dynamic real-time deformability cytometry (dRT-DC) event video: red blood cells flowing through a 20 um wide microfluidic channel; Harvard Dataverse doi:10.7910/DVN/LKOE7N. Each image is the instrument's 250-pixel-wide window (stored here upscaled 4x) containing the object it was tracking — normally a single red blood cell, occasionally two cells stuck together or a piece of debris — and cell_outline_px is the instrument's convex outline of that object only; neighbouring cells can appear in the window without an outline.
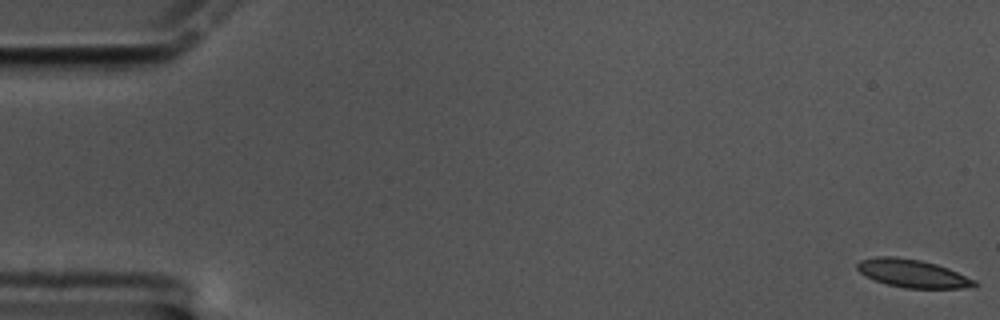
{"species": "common noctule bat (a hibernating species)", "species_latin": "Nyctalus noctula", "temperature_condition": "cold", "stored_images_in_passage": 61, "segment_of_instrument_passage": [1, 2], "camera_frame_rate_fps": 3000, "um_per_image_px": 0.085, "animal": {"sex": "male", "body_mass_g": 17.5, "forearm_length_mm": 52.3}, "frame": {"image": 1, "passage_image": 1, "time_ms": 0.0, "image_size_px": [1000, 320], "cell_outline_px": [[980, 284], [976, 288], [904, 288], [888, 284], [864, 276], [856, 268], [856, 264], [860, 260], [876, 256], [896, 256], [920, 260], [936, 264], [948, 268], [976, 280]], "centroid_in_image_um": [77.6, 23.24], "position_along_channel_um": 7.4, "area_um2": 19.36}}
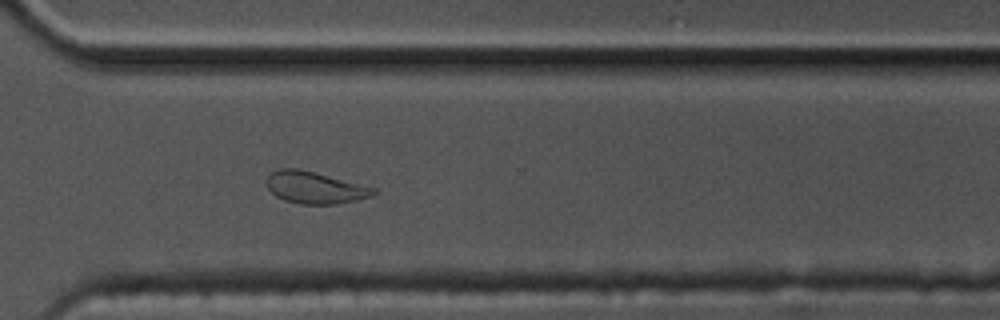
{"frame": {"image": 2, "passage_image": 44, "time_ms": 14.333, "image_size_px": [1000, 320], "cell_outline_px": [[376, 192], [372, 196], [356, 200], [336, 204], [300, 204], [284, 200], [276, 196], [268, 188], [264, 180], [272, 172], [280, 168], [296, 168], [376, 188]], "centroid_in_image_um": [26.73, 15.95], "position_along_channel_um": 343.9, "area_um2": 19.65}}
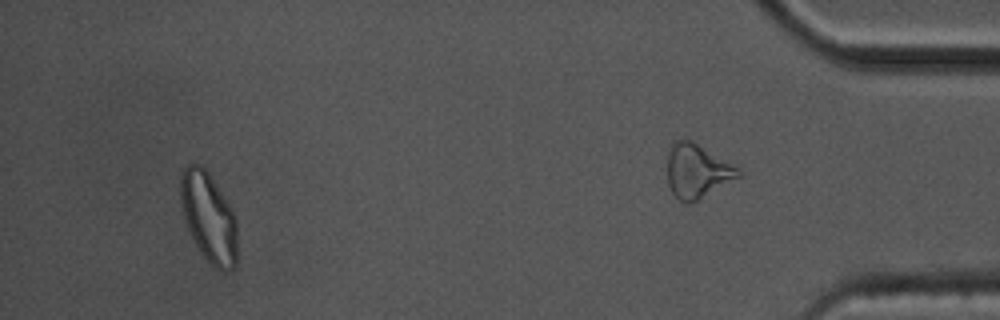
{"frame": {"image": 3, "passage_image": 57, "time_ms": 18.667, "image_size_px": [1000, 320], "cell_outline_px": [[236, 264], [228, 272], [224, 272], [216, 268], [200, 252], [188, 228], [184, 216], [180, 200], [180, 172], [188, 164], [200, 164], [208, 172], [228, 204], [236, 220]], "centroid_in_image_um": [17.72, 18.46], "position_along_channel_um": 417.5, "area_um2": 29.19}}